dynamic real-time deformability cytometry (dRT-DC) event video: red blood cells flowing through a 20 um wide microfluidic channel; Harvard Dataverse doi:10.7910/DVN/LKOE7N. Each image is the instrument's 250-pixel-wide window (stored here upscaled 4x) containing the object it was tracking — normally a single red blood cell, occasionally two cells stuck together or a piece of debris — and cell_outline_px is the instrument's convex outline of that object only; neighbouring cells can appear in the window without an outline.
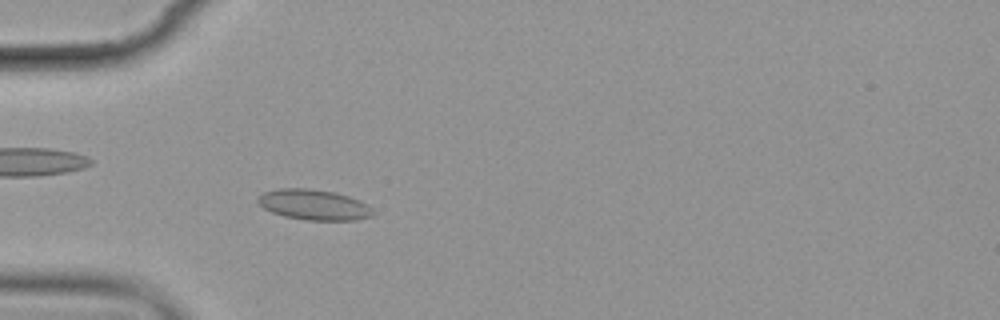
{"species": "common noctule bat (a hibernating species)", "species_latin": "Nyctalus noctula", "temperature_condition": "cold", "stored_images_in_passage": 5, "camera_frame_rate_fps": 3000, "um_per_image_px": 0.085, "animal": {"sex": "female", "body_mass_g": 19.9}, "frame": {"image": 1, "passage_image": 5, "time_ms": 5.0, "image_size_px": [1000, 320], "cell_outline_px": [[376, 212], [372, 216], [356, 220], [308, 220], [284, 216], [272, 212], [264, 208], [256, 200], [264, 192], [280, 188], [308, 188], [332, 192], [348, 196], [372, 208]], "centroid_in_image_um": [26.67, 17.41], "position_along_channel_um": 58.3, "area_um2": 20.17}}